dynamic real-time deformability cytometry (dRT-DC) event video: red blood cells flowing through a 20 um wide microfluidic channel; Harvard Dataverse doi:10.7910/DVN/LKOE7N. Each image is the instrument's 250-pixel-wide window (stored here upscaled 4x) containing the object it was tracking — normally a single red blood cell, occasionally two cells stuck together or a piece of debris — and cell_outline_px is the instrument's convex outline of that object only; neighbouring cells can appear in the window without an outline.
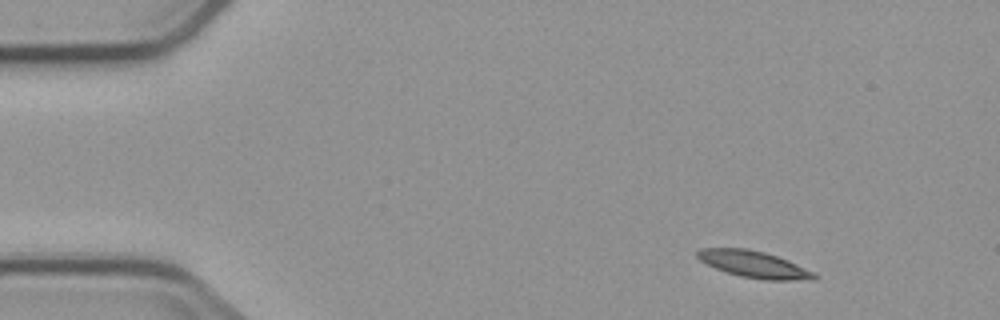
{"species": "common noctule bat (a hibernating species)", "species_latin": "Nyctalus noctula", "temperature_condition": "cold", "stored_images_in_passage": 4, "camera_frame_rate_fps": 3000, "um_per_image_px": 0.085, "animal": {"sex": "male", "body_mass_g": 23.1, "forearm_length_mm": 52.7}, "frame": {"image": 1, "passage_image": 1, "time_ms": 0.0, "image_size_px": [1000, 320], "cell_outline_px": [[820, 276], [816, 280], [764, 280], [740, 276], [716, 268], [700, 260], [696, 256], [696, 252], [700, 248], [748, 248], [764, 252], [788, 260]], "centroid_in_image_um": [64.1, 22.47], "position_along_channel_um": 20.9, "area_um2": 18.09}}
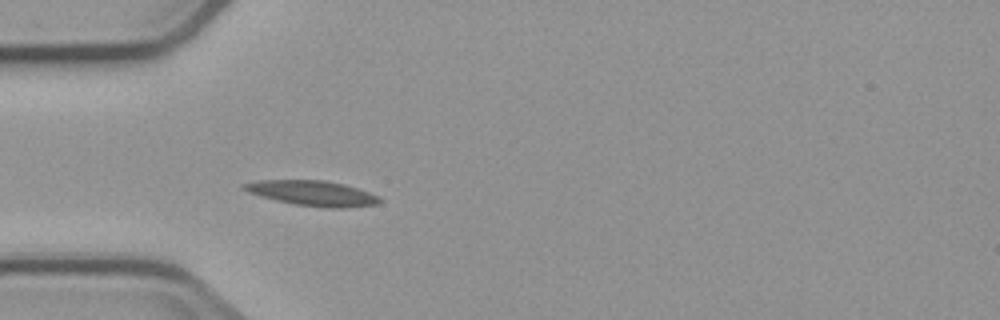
{"frame": {"image": 2, "passage_image": 4, "time_ms": 3.333, "image_size_px": [1000, 320], "cell_outline_px": [[384, 200], [380, 204], [344, 208], [328, 208], [292, 204], [260, 196], [248, 192], [240, 188], [240, 184], [260, 180], [324, 180], [344, 184], [380, 196]], "centroid_in_image_um": [26.57, 16.43], "position_along_channel_um": 58.4, "area_um2": 20.11}}